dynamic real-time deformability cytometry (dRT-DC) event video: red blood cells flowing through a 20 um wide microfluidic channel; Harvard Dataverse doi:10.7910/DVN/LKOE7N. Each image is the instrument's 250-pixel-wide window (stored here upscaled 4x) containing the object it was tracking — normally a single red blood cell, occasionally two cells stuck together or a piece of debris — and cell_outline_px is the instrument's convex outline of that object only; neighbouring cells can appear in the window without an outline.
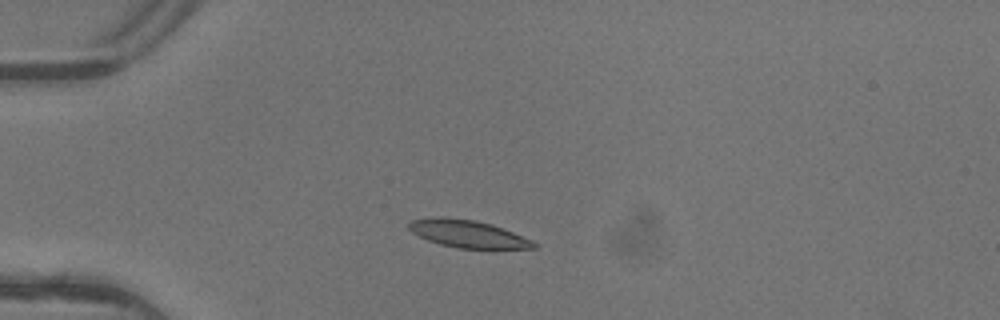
{"species": "common noctule bat (a hibernating species)", "species_latin": "Nyctalus noctula", "temperature_condition": "warm", "stored_images_in_passage": 4, "camera_frame_rate_fps": 3000, "um_per_image_px": 0.085, "animal": {"sex": "female"}, "frame": {"image": 1, "passage_image": 2, "time_ms": 0.333, "image_size_px": [1000, 320], "cell_outline_px": [[536, 248], [456, 248], [440, 244], [428, 240], [412, 232], [408, 228], [408, 224], [412, 220], [440, 216], [444, 216], [476, 220], [492, 224], [532, 240], [536, 244]], "centroid_in_image_um": [39.74, 19.86], "position_along_channel_um": 45.3, "area_um2": 19.83}}
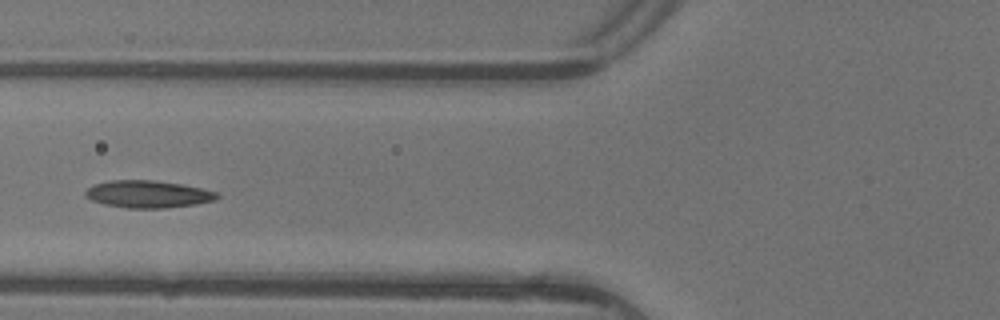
{"frame": {"image": 2, "passage_image": 4, "time_ms": 1.0, "image_size_px": [1000, 320], "cell_outline_px": [[220, 196], [216, 200], [196, 204], [164, 208], [124, 208], [104, 204], [92, 200], [84, 196], [84, 192], [88, 188], [96, 184], [112, 180], [156, 180], [180, 184], [220, 192]], "centroid_in_image_um": [12.6, 16.5], "position_along_channel_um": 113.2, "area_um2": 20.98}}